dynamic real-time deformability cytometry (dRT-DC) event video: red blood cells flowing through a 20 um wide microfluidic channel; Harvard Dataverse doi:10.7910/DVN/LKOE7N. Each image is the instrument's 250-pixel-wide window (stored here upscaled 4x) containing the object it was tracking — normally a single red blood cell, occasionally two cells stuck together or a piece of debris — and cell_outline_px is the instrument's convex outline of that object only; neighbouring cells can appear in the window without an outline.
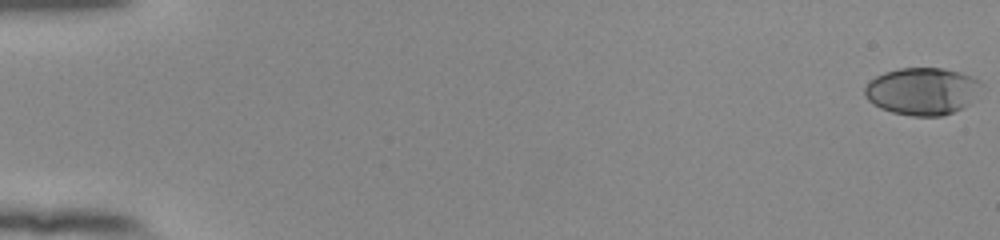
{"species": "human", "species_latin": "Homo sapiens", "temperature_condition": "room temperature", "stored_images_in_passage": 12, "camera_frame_rate_fps": 3000, "um_per_image_px": 0.085, "donor": {"sex": "female"}, "frame": {"image": 1, "passage_image": 1, "time_ms": 0.0, "image_size_px": [1000, 240], "cell_outline_px": [[984, 84], [968, 104], [952, 112], [940, 116], [912, 116], [892, 112], [880, 108], [872, 104], [864, 96], [864, 88], [876, 76], [884, 72], [900, 68], [944, 68], [960, 72], [972, 76], [980, 80]], "centroid_in_image_um": [78.38, 7.74], "position_along_channel_um": 6.6, "area_um2": 32.14}}